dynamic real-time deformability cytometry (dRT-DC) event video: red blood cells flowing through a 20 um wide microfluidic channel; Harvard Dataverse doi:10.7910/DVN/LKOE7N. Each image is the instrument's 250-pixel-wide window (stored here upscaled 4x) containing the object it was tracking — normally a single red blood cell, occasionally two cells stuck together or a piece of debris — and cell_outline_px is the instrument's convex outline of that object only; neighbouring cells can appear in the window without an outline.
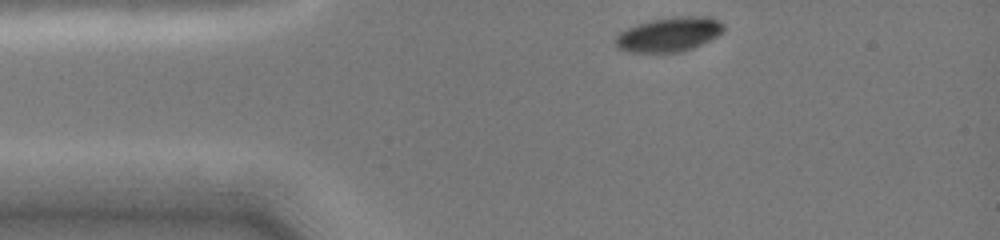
{"species": "common noctule bat (a hibernating species)", "species_latin": "Nyctalus noctula", "temperature_condition": "cold", "stored_images_in_passage": 35, "camera_frame_rate_fps": 3000, "um_per_image_px": 0.085, "animal": {"sex": "female", "body_mass_g": 19.0, "forearm_length_mm": 51.5}, "frame": {"image": 1, "passage_image": 1, "time_ms": 0.0, "image_size_px": [1000, 240], "cell_outline_px": [[724, 28], [716, 36], [692, 48], [680, 52], [628, 52], [616, 48], [616, 36], [620, 32], [636, 24], [652, 20], [672, 16], [712, 16], [724, 24]], "centroid_in_image_um": [56.85, 2.91], "position_along_channel_um": 28.1, "area_um2": 21.62}}
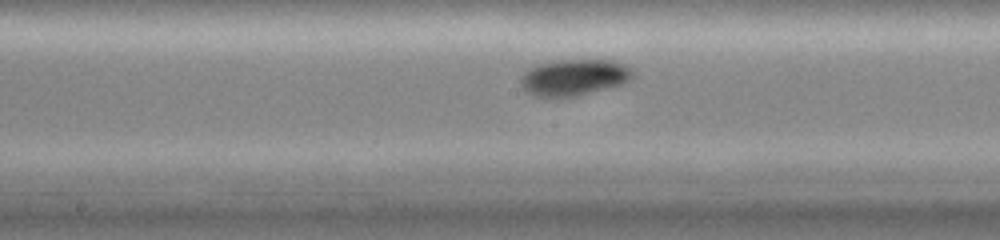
{"frame": {"image": 2, "passage_image": 17, "time_ms": 5.333, "image_size_px": [1000, 240], "cell_outline_px": [[632, 80], [624, 84], [576, 96], [532, 96], [520, 84], [520, 76], [524, 72], [540, 64], [560, 60], [616, 60], [632, 68]], "centroid_in_image_um": [48.84, 6.57], "position_along_channel_um": 199.4, "area_um2": 23.64}}
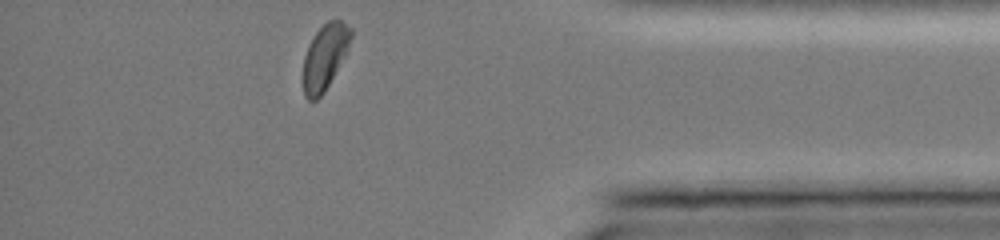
{"frame": {"image": 3, "passage_image": 34, "time_ms": 11.0, "image_size_px": [1000, 240], "cell_outline_px": [[352, 36], [348, 48], [324, 92], [316, 100], [308, 100], [304, 96], [304, 56], [308, 44], [316, 32], [328, 20], [340, 20], [352, 28]], "centroid_in_image_um": [27.61, 4.81], "position_along_channel_um": 407.6, "area_um2": 17.8}, "authors_computed_cell_mechanics": {"area_um2": 22.3108, "velocity_mm_per_s": 3.9772, "shape_relaxation_time_tau1_ms": 3.8708, "shape_relaxation_time_tau2_ms": null, "deformation_change_tau1": 0.0845, "deformation_change_tau2": null}}